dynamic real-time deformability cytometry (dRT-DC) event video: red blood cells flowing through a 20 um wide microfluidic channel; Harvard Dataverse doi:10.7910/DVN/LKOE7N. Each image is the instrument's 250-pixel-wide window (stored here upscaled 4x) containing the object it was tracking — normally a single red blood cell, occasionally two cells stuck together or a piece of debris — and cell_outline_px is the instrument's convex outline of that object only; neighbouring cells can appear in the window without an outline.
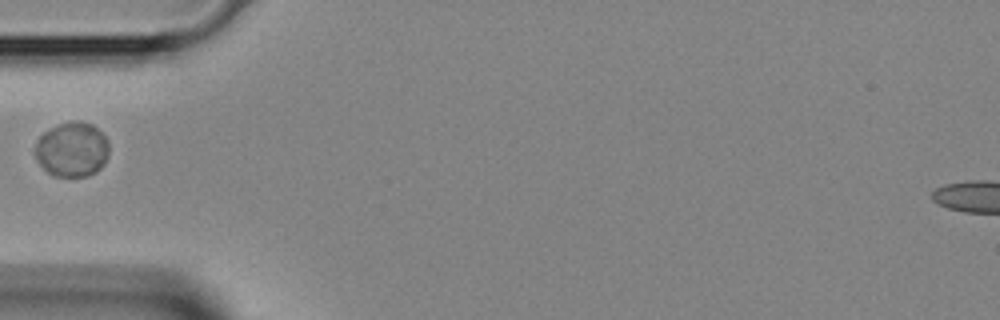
{"species": "Egyptian fruit bat (a non-hibernating species)", "species_latin": "Rousettus aegyptiacus", "temperature_condition": "room temperature", "stored_images_in_passage": 27, "camera_frame_rate_fps": 3000, "um_per_image_px": 0.085, "animal": {"sex": "female"}, "frame": {"image": 1, "passage_image": 1, "time_ms": 0.0, "image_size_px": [1000, 320], "cell_outline_px": [[108, 156], [104, 164], [96, 172], [88, 176], [56, 176], [48, 172], [36, 160], [36, 140], [44, 132], [60, 124], [76, 120], [80, 120], [92, 124], [104, 136], [108, 144]], "centroid_in_image_um": [6.13, 12.71], "position_along_channel_um": 78.9, "area_um2": 23.41}}
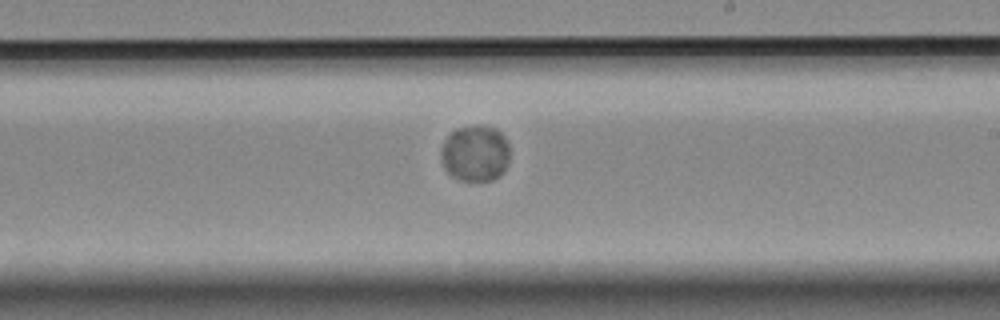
{"frame": {"image": 2, "passage_image": 12, "time_ms": 3.667, "image_size_px": [1000, 320], "cell_outline_px": [[508, 160], [504, 172], [492, 180], [460, 180], [452, 176], [444, 168], [440, 156], [440, 148], [444, 140], [456, 128], [476, 124], [492, 128], [500, 132], [504, 136], [508, 144]], "centroid_in_image_um": [40.36, 13.02], "position_along_channel_um": 248.6, "area_um2": 22.6}}
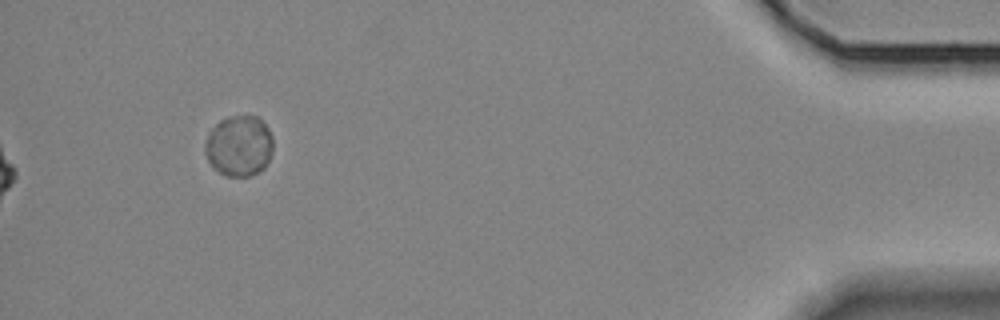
{"frame": {"image": 3, "passage_image": 27, "time_ms": 8.667, "image_size_px": [1000, 320], "cell_outline_px": [[272, 152], [264, 168], [252, 176], [228, 176], [212, 168], [204, 152], [204, 148], [208, 132], [220, 120], [228, 116], [256, 116], [268, 128], [272, 136]], "centroid_in_image_um": [20.3, 12.41], "position_along_channel_um": 414.9, "area_um2": 24.16}}